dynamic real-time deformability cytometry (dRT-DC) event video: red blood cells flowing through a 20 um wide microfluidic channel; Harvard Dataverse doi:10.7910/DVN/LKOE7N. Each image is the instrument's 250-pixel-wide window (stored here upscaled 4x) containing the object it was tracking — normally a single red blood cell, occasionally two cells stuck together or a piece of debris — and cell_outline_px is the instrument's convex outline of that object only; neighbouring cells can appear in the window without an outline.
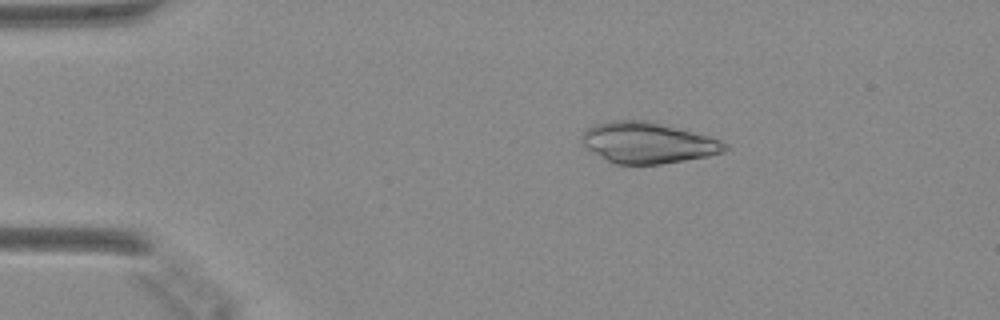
{"species": "Egyptian fruit bat (a non-hibernating species)", "species_latin": "Rousettus aegyptiacus", "temperature_condition": "warm", "stored_images_in_passage": 48, "camera_frame_rate_fps": 3000, "um_per_image_px": 0.085, "animal": {"sex": "female"}, "frame": {"image": 1, "passage_image": 9, "time_ms": 2.667, "image_size_px": [1000, 320], "cell_outline_px": [[728, 148], [724, 152], [708, 156], [660, 164], [616, 164], [604, 160], [592, 152], [580, 140], [580, 136], [584, 128], [608, 120], [644, 120], [708, 136], [720, 140], [728, 144]], "centroid_in_image_um": [55.0, 12.14], "position_along_channel_um": 30.0, "area_um2": 34.1}}
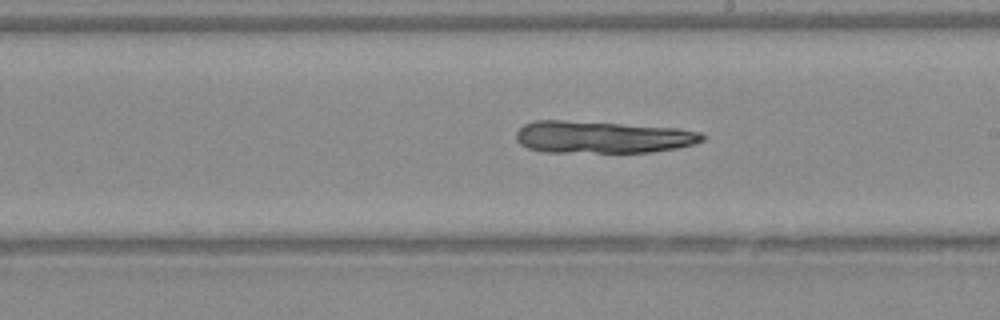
{"frame": {"image": 2, "passage_image": 28, "time_ms": 9.0, "image_size_px": [1000, 320], "cell_outline_px": [[704, 140], [692, 144], [676, 148], [648, 152], [544, 152], [528, 148], [520, 144], [516, 140], [516, 132], [524, 124], [536, 120], [564, 120], [680, 128], [700, 132], [704, 136]], "centroid_in_image_um": [51.17, 11.65], "position_along_channel_um": 237.8, "area_um2": 34.8}}
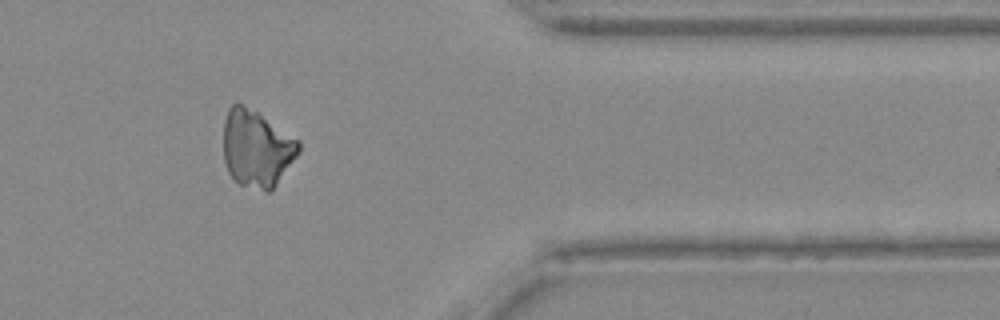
{"frame": {"image": 3, "passage_image": 40, "time_ms": 13.0, "image_size_px": [1000, 320], "cell_outline_px": [[300, 152], [276, 184], [268, 192], [264, 192], [240, 184], [228, 172], [224, 160], [224, 120], [228, 108], [232, 104], [240, 104], [256, 112], [300, 140]], "centroid_in_image_um": [21.82, 12.63], "position_along_channel_um": 389.6, "area_um2": 33.47}}